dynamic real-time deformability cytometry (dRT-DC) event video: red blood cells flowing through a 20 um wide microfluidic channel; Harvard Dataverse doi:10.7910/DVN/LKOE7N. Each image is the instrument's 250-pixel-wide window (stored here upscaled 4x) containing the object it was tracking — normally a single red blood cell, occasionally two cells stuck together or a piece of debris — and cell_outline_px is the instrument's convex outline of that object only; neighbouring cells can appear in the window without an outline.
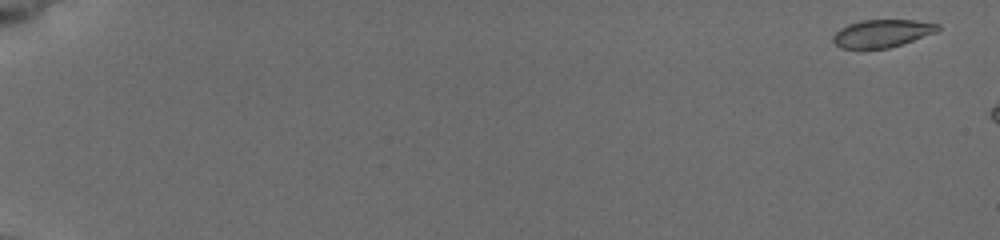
{"species": "common noctule bat (a hibernating species)", "species_latin": "Nyctalus noctula", "temperature_condition": "cold", "stored_images_in_passage": 9, "camera_frame_rate_fps": 3000, "um_per_image_px": 0.085, "animal": {"sex": "female", "body_mass_g": 19.5, "forearm_length_mm": 54.1}, "frame": {"image": 1, "passage_image": 1, "time_ms": 0.0, "image_size_px": [1000, 240], "cell_outline_px": [[940, 28], [936, 32], [904, 44], [888, 48], [840, 48], [832, 40], [832, 36], [840, 28], [848, 24], [860, 20], [916, 20], [940, 24]], "centroid_in_image_um": [74.99, 2.83], "position_along_channel_um": 10.0, "area_um2": 16.99}}